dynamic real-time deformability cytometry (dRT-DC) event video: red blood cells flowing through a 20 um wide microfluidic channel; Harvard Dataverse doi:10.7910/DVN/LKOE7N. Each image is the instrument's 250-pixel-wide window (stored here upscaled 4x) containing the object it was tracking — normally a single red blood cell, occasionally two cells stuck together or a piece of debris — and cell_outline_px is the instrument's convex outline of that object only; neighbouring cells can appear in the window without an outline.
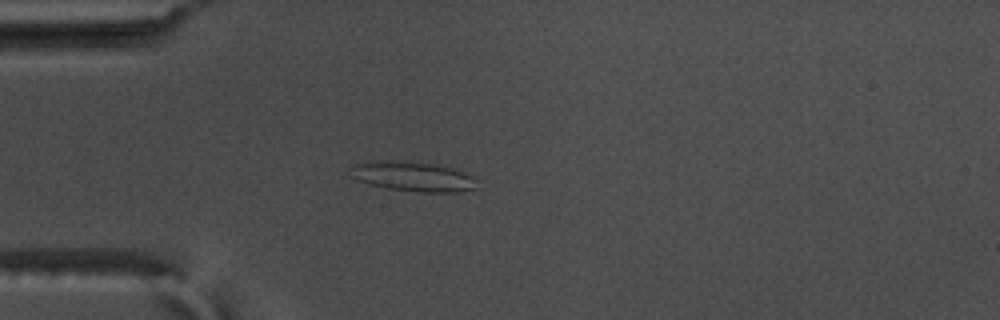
{"species": "common noctule bat (a hibernating species)", "species_latin": "Nyctalus noctula", "temperature_condition": "warm", "stored_images_in_passage": 56, "camera_frame_rate_fps": 3000, "um_per_image_px": 0.085, "animal": {"sex": "male", "body_mass_g": 17.5, "forearm_length_mm": 52.3}, "frame": {"image": 1, "passage_image": 16, "time_ms": 5.0, "image_size_px": [1000, 320], "cell_outline_px": [[476, 188], [456, 192], [420, 192], [384, 188], [356, 180], [352, 176], [352, 164], [388, 160], [400, 160], [428, 164], [452, 168], [472, 176], [476, 180]], "centroid_in_image_um": [35.08, 15.01], "position_along_channel_um": 49.9, "area_um2": 21.62}}
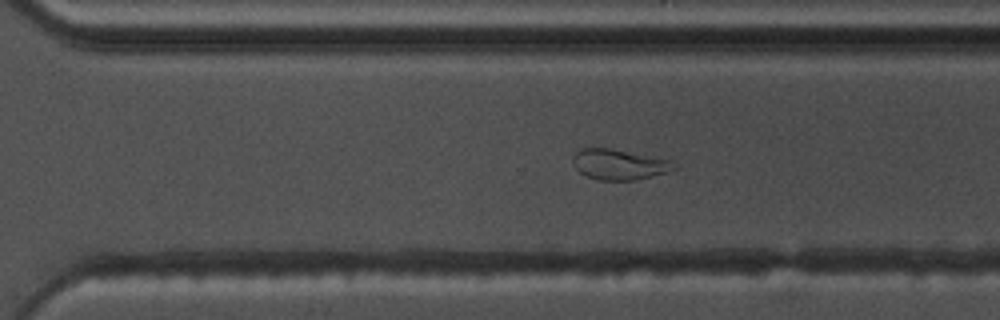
{"frame": {"image": 2, "passage_image": 39, "time_ms": 12.667, "image_size_px": [1000, 320], "cell_outline_px": [[676, 168], [668, 172], [652, 176], [632, 180], [600, 180], [584, 176], [572, 164], [572, 156], [580, 148], [608, 148], [672, 160]], "centroid_in_image_um": [52.58, 13.98], "position_along_channel_um": 318.0, "area_um2": 17.92}}
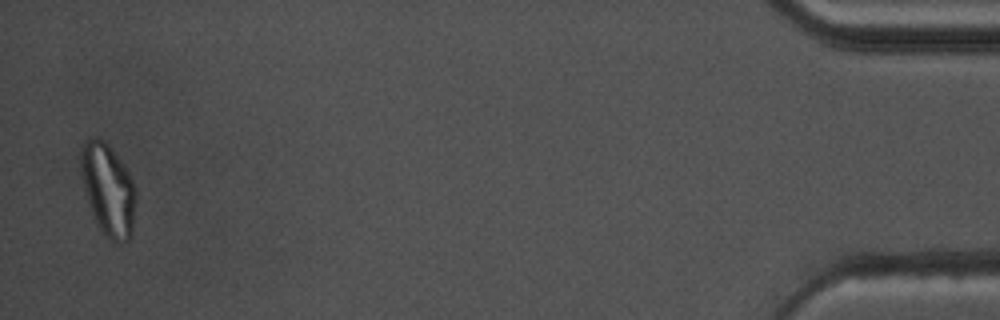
{"frame": {"image": 3, "passage_image": 55, "time_ms": 18.0, "image_size_px": [1000, 320], "cell_outline_px": [[136, 200], [132, 236], [128, 240], [120, 244], [116, 244], [104, 236], [96, 224], [84, 188], [80, 172], [80, 144], [92, 136], [96, 136], [104, 140], [112, 148], [124, 164], [136, 188]], "centroid_in_image_um": [9.19, 16.11], "position_along_channel_um": 426.0, "area_um2": 30.23}, "authors_computed_cell_mechanics": {"area_um2": 23.1489, "velocity_mm_per_s": 3.6704, "shape_relaxation_time_tau1_ms": null, "shape_relaxation_time_tau2_ms": 1.6782, "deformation_change_tau1": null, "deformation_change_tau2": 0.0823}}